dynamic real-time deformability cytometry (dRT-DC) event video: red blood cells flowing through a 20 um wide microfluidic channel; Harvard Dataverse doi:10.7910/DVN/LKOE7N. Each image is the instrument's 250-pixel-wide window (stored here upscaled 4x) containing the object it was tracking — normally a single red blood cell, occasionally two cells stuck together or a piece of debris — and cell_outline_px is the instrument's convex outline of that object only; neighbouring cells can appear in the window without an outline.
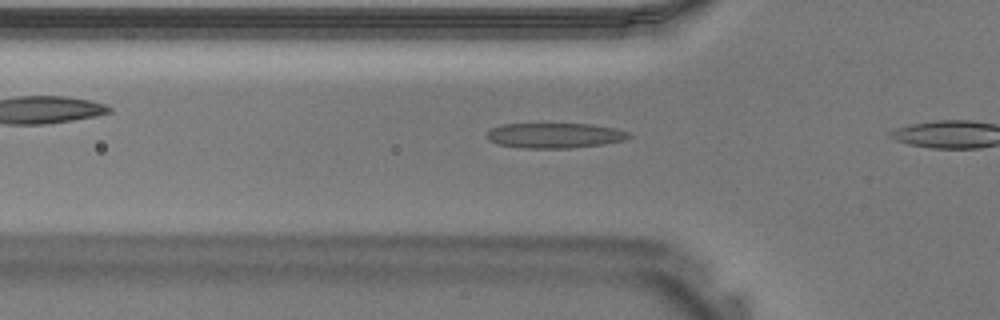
{"species": "Egyptian fruit bat (a non-hibernating species)", "species_latin": "Rousettus aegyptiacus", "temperature_condition": "warm", "stored_images_in_passage": 7, "camera_frame_rate_fps": 3000, "um_per_image_px": 0.085, "animal": {"sex": "male"}, "frame": {"image": 1, "passage_image": 6, "time_ms": 1.667, "image_size_px": [1000, 320], "cell_outline_px": [[632, 136], [624, 140], [600, 144], [572, 148], [520, 148], [496, 144], [488, 140], [484, 136], [492, 128], [500, 124], [592, 124], [616, 128], [628, 132]], "centroid_in_image_um": [47.1, 11.51], "position_along_channel_um": 78.7, "area_um2": 20.92}}